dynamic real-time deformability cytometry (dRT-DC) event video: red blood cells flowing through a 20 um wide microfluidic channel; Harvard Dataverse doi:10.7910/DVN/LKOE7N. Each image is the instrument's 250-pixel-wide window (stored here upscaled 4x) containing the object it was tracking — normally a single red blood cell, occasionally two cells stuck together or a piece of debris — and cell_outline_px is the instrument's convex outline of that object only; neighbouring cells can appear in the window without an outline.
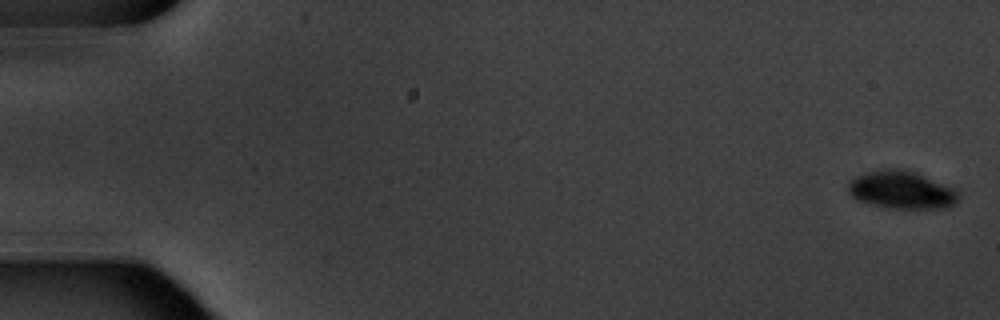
{"species": "common noctule bat (a hibernating species)", "species_latin": "Nyctalus noctula", "temperature_condition": "warm", "stored_images_in_passage": 6, "camera_frame_rate_fps": 3000, "um_per_image_px": 0.085, "animal": {"sex": "male", "body_mass_g": 20.1, "forearm_length_mm": 53.5}, "frame": {"image": 1, "passage_image": 1, "time_ms": 0.0, "image_size_px": [1000, 320], "cell_outline_px": [[960, 200], [956, 204], [948, 208], [884, 208], [856, 200], [848, 192], [848, 184], [856, 176], [868, 172], [884, 168], [896, 168], [916, 172], [952, 188], [960, 196]], "centroid_in_image_um": [76.62, 16.16], "position_along_channel_um": 8.4, "area_um2": 24.33}}
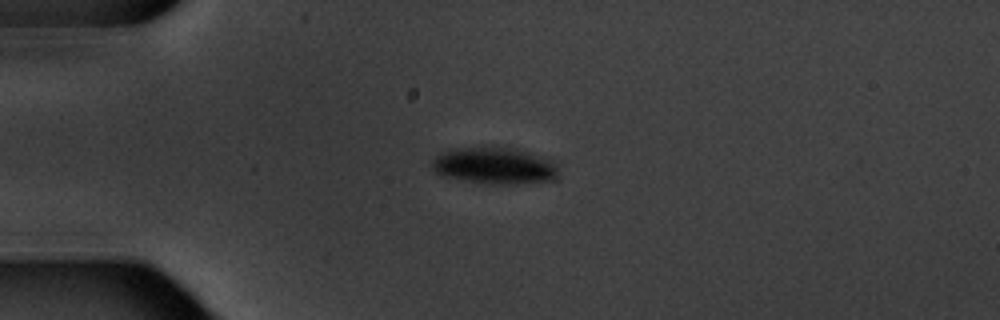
{"frame": {"image": 2, "passage_image": 5, "time_ms": 4.667, "image_size_px": [1000, 320], "cell_outline_px": [[560, 168], [556, 176], [552, 180], [516, 184], [492, 184], [444, 176], [436, 172], [432, 168], [432, 160], [436, 156], [448, 148], [520, 148], [548, 156]], "centroid_in_image_um": [42.11, 14.07], "position_along_channel_um": 42.9, "area_um2": 27.22}}